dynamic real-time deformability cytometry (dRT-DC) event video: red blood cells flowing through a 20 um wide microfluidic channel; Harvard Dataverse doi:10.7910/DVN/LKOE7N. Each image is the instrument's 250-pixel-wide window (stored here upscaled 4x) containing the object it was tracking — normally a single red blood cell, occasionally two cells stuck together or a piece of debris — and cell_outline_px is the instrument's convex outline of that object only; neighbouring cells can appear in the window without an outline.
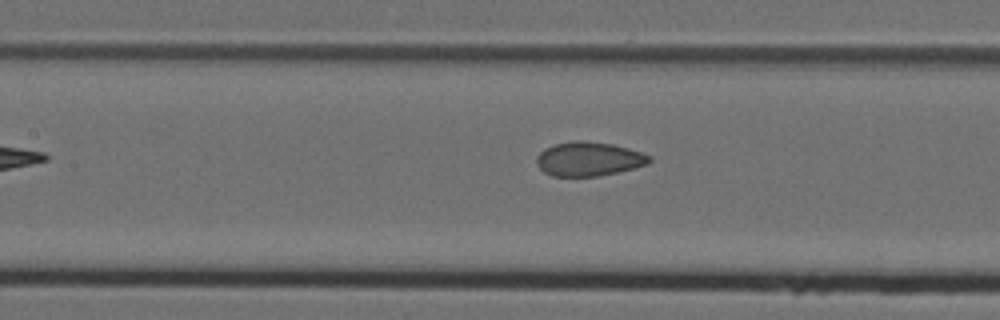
{"species": "Egyptian fruit bat (a non-hibernating species)", "species_latin": "Rousettus aegyptiacus", "temperature_condition": "cold", "stored_images_in_passage": 6, "camera_frame_rate_fps": 3000, "um_per_image_px": 0.085, "animal": {"sex": "female"}, "frame": {"image": 1, "passage_image": 5, "time_ms": 1.333, "image_size_px": [1000, 320], "cell_outline_px": [[652, 160], [648, 164], [616, 172], [596, 176], [552, 176], [544, 172], [536, 164], [536, 156], [544, 148], [556, 144], [572, 140], [584, 140], [612, 144], [628, 148], [652, 156]], "centroid_in_image_um": [50.02, 13.5], "position_along_channel_um": 157.4, "area_um2": 22.43}}
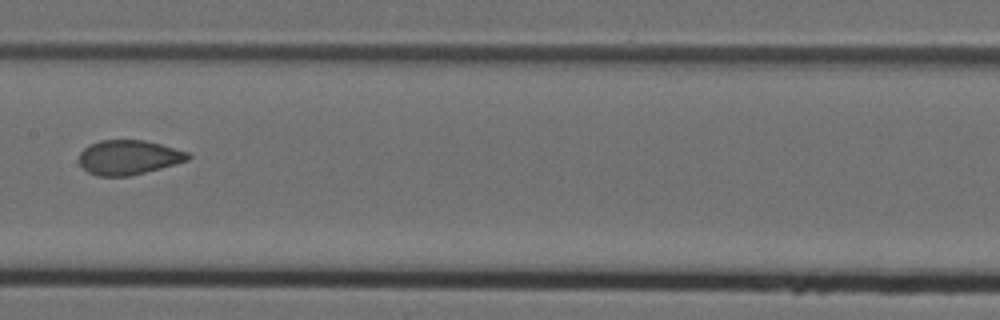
{"frame": {"image": 2, "passage_image": 6, "time_ms": 1.667, "image_size_px": [1000, 320], "cell_outline_px": [[192, 156], [188, 160], [160, 168], [128, 176], [96, 176], [88, 172], [80, 164], [80, 152], [88, 144], [100, 140], [144, 140], [160, 144], [188, 152]], "centroid_in_image_um": [10.91, 13.37], "position_along_channel_um": 196.5, "area_um2": 21.79}}